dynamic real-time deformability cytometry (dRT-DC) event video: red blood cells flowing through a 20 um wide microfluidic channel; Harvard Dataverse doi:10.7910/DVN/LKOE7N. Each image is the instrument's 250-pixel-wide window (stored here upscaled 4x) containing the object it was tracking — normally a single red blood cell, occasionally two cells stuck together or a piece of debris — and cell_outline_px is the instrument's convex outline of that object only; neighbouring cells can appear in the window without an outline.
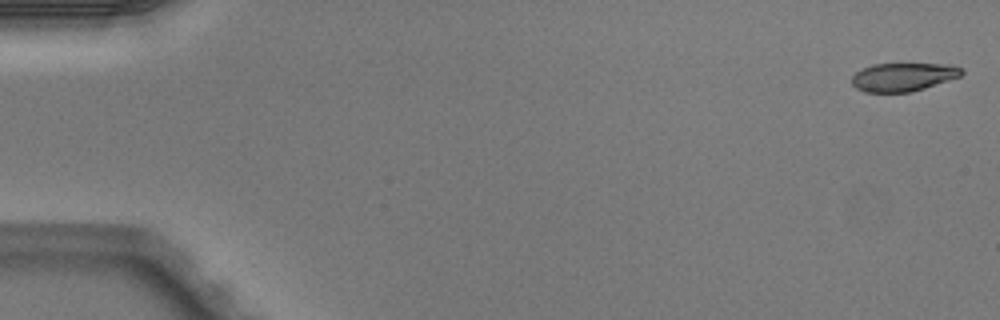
{"species": "Egyptian fruit bat (a non-hibernating species)", "species_latin": "Rousettus aegyptiacus", "temperature_condition": "warm", "stored_images_in_passage": 50, "camera_frame_rate_fps": 3000, "um_per_image_px": 0.085, "animal": {"sex": "male"}, "frame": {"image": 1, "passage_image": 1, "time_ms": 0.0, "image_size_px": [1000, 320], "cell_outline_px": [[964, 72], [960, 76], [912, 92], [864, 92], [856, 88], [852, 84], [852, 76], [856, 72], [872, 64], [948, 64], [964, 68]], "centroid_in_image_um": [76.77, 6.54], "position_along_channel_um": 8.2, "area_um2": 18.09}}
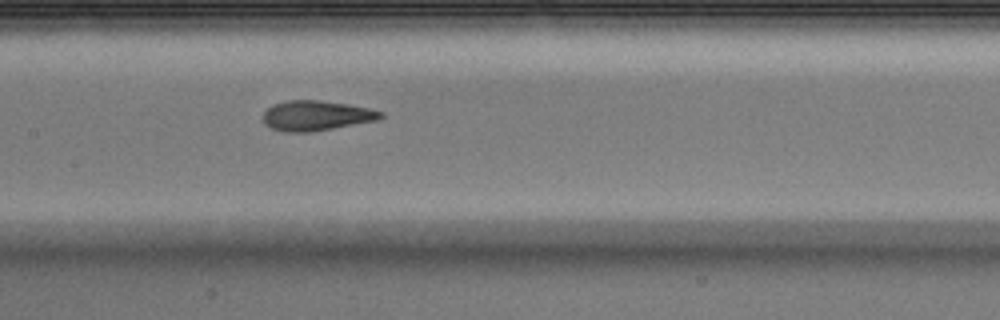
{"frame": {"image": 2, "passage_image": 25, "time_ms": 8.0, "image_size_px": [1000, 320], "cell_outline_px": [[384, 116], [376, 120], [312, 132], [284, 132], [272, 128], [264, 124], [264, 112], [272, 104], [288, 100], [320, 100], [348, 104], [368, 108], [384, 112]], "centroid_in_image_um": [26.87, 9.82], "position_along_channel_um": 180.5, "area_um2": 20.52}}
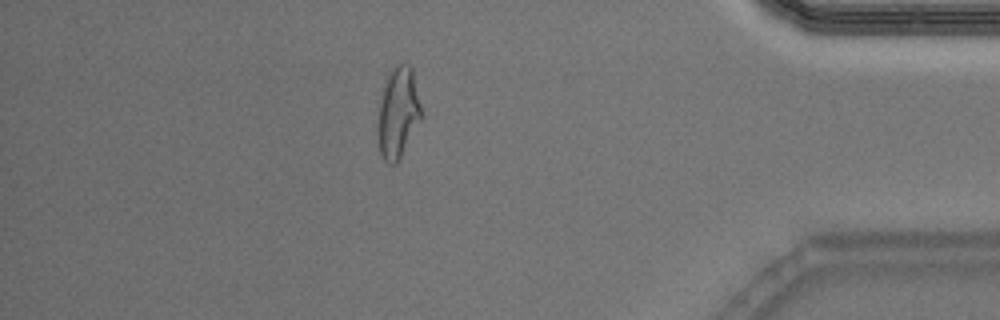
{"frame": {"image": 3, "passage_image": 44, "time_ms": 14.333, "image_size_px": [1000, 320], "cell_outline_px": [[420, 120], [396, 164], [392, 164], [384, 160], [380, 152], [376, 132], [376, 128], [380, 104], [388, 72], [396, 64], [408, 64], [412, 68], [420, 104]], "centroid_in_image_um": [33.8, 9.58], "position_along_channel_um": 401.4, "area_um2": 22.54}, "authors_computed_cell_mechanics": {"area_um2": 20.6346, "velocity_mm_per_s": 4.0463, "shape_relaxation_time_tau1_ms": 2.9555, "shape_relaxation_time_tau2_ms": 1.1113, "deformation_change_tau1": 0.1716, "deformation_change_tau2": 0.0952}}